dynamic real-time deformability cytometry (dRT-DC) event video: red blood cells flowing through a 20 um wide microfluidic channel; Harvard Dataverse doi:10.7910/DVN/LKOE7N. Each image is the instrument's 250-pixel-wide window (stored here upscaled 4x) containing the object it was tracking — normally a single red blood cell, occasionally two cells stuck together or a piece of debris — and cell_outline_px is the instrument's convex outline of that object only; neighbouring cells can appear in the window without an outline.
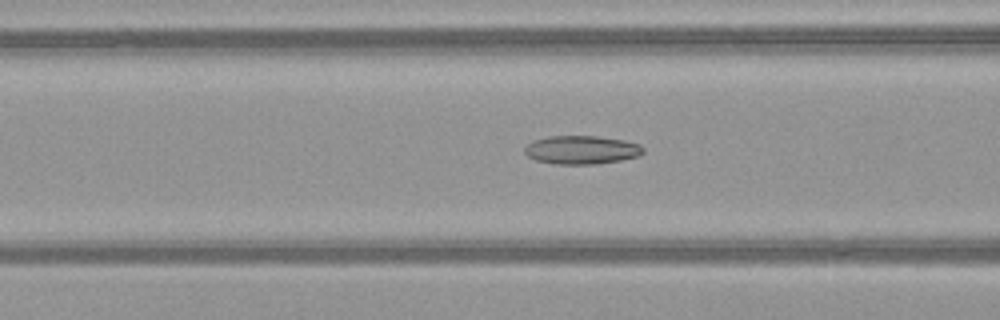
{"species": "common noctule bat (a hibernating species)", "species_latin": "Nyctalus noctula", "temperature_condition": "warm", "stored_images_in_passage": 43, "camera_frame_rate_fps": 3000, "um_per_image_px": 0.085, "animal": {"sex": "female", "body_mass_g": 21.9}, "frame": {"image": 1, "passage_image": 22, "time_ms": 7.0, "image_size_px": [1000, 320], "cell_outline_px": [[644, 152], [640, 156], [620, 160], [596, 164], [556, 164], [536, 160], [528, 156], [524, 152], [524, 148], [532, 140], [548, 136], [596, 136], [624, 140], [640, 144], [644, 148]], "centroid_in_image_um": [49.44, 12.73], "position_along_channel_um": 117.2, "area_um2": 19.77}}
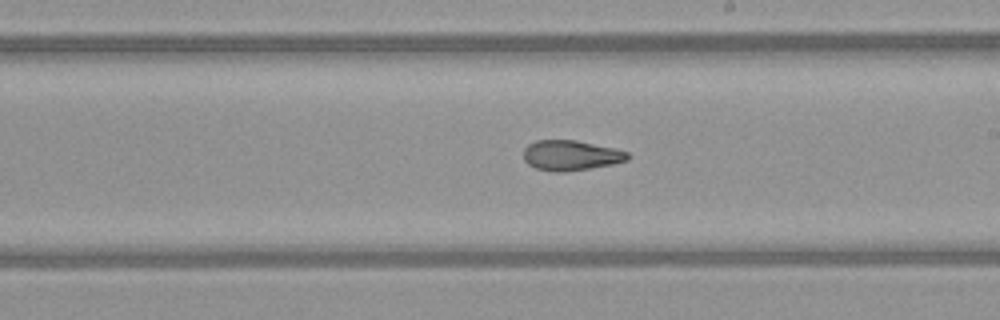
{"frame": {"image": 2, "passage_image": 31, "time_ms": 10.0, "image_size_px": [1000, 320], "cell_outline_px": [[628, 160], [612, 164], [564, 172], [556, 172], [536, 168], [528, 164], [524, 160], [524, 148], [528, 144], [536, 140], [576, 140], [616, 148], [628, 152]], "centroid_in_image_um": [48.51, 13.19], "position_along_channel_um": 240.5, "area_um2": 18.26}}
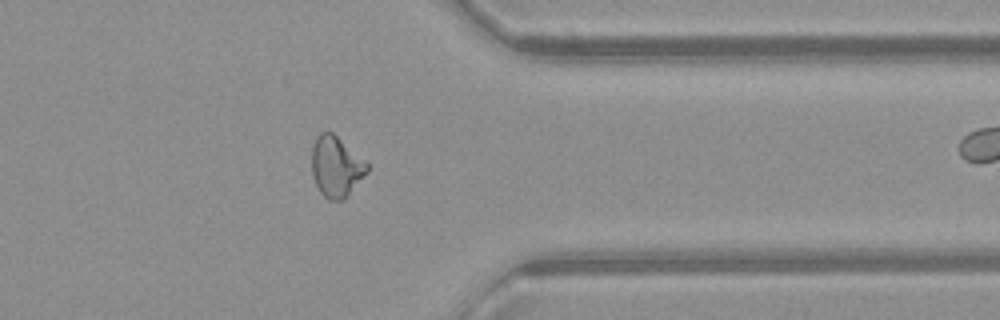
{"frame": {"image": 3, "passage_image": 42, "time_ms": 13.667, "image_size_px": [1000, 320], "cell_outline_px": [[368, 172], [344, 200], [328, 200], [320, 192], [312, 176], [312, 148], [316, 136], [320, 132], [328, 128], [368, 164]], "centroid_in_image_um": [28.55, 14.15], "position_along_channel_um": 382.9, "area_um2": 19.65}}